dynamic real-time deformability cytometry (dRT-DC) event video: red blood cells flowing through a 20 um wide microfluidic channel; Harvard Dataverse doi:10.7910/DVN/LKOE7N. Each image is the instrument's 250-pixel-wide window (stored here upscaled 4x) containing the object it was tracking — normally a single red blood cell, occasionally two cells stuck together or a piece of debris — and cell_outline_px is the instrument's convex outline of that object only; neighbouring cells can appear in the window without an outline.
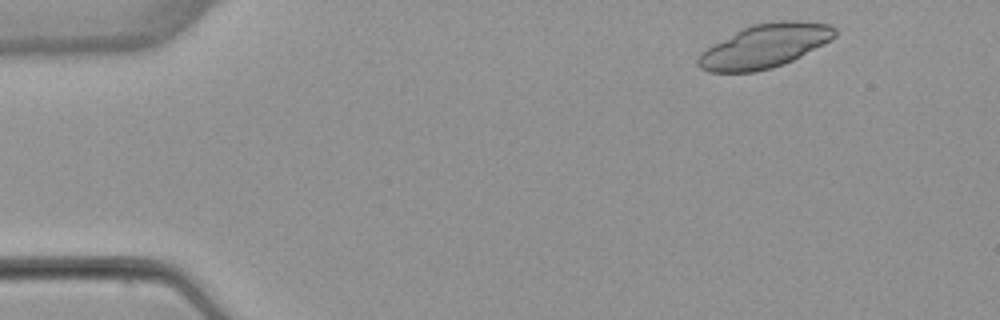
{"species": "common noctule bat (a hibernating species)", "species_latin": "Nyctalus noctula", "temperature_condition": "warm", "stored_images_in_passage": 17, "camera_frame_rate_fps": 3000, "um_per_image_px": 0.085, "animal": {"sex": "female", "body_mass_g": 22.7, "forearm_length_mm": 54.2}, "frame": {"image": 1, "passage_image": 3, "time_ms": 0.667, "image_size_px": [1000, 320], "cell_outline_px": [[836, 36], [832, 40], [784, 64], [772, 68], [756, 72], [708, 72], [700, 68], [696, 64], [696, 56], [700, 52], [712, 44], [752, 24], [776, 20], [796, 20], [828, 24], [836, 28]], "centroid_in_image_um": [64.98, 3.91], "position_along_channel_um": 20.0, "area_um2": 35.03}}